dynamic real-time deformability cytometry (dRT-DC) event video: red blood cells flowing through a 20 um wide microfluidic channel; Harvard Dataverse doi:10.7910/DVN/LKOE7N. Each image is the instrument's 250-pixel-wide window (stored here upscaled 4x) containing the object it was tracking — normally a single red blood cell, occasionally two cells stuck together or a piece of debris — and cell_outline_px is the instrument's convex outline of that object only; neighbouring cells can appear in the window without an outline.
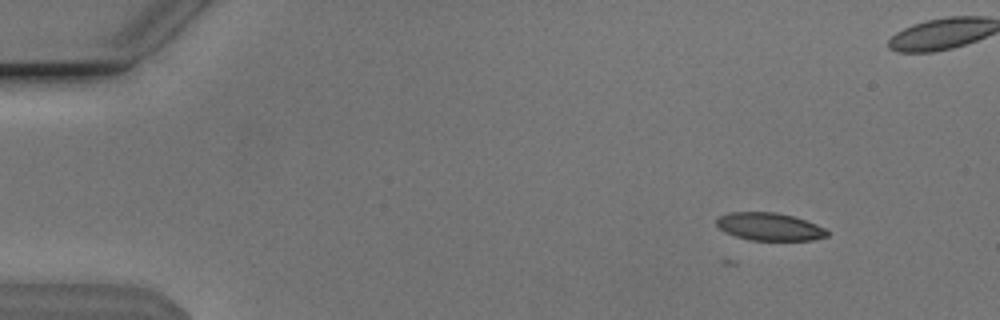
{"species": "Egyptian fruit bat (a non-hibernating species)", "species_latin": "Rousettus aegyptiacus", "temperature_condition": "cold", "stored_images_in_passage": 4, "camera_frame_rate_fps": 3000, "um_per_image_px": 0.085, "animal": {"sex": "male"}, "frame": {"image": 1, "passage_image": 1, "time_ms": 0.0, "image_size_px": [1000, 320], "cell_outline_px": [[828, 236], [812, 240], [748, 240], [724, 232], [716, 224], [716, 220], [720, 216], [732, 212], [776, 212], [792, 216], [816, 224], [824, 228], [828, 232]], "centroid_in_image_um": [65.39, 19.27], "position_along_channel_um": 19.6, "area_um2": 17.74}}